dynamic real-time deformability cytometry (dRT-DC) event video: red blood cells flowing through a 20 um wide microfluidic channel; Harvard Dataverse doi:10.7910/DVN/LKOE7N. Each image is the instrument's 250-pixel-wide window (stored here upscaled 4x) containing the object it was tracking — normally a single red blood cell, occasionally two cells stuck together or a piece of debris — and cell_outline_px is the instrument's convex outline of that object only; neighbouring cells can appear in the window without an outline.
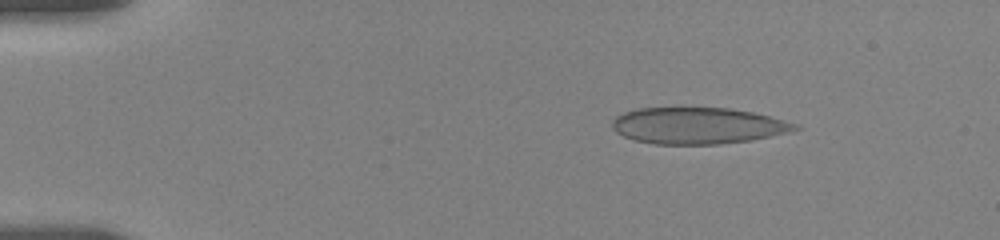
{"species": "human", "species_latin": "Homo sapiens", "temperature_condition": "room temperature", "stored_images_in_passage": 54, "camera_frame_rate_fps": 3000, "um_per_image_px": 0.085, "donor": {"sex": "female"}, "frame": {"image": 1, "passage_image": 8, "time_ms": 2.333, "image_size_px": [1000, 240], "cell_outline_px": [[804, 128], [788, 132], [752, 140], [716, 144], [656, 144], [636, 140], [624, 136], [616, 132], [612, 128], [612, 120], [616, 116], [624, 112], [636, 108], [732, 108], [752, 112], [800, 124]], "centroid_in_image_um": [59.33, 10.68], "position_along_channel_um": 25.7, "area_um2": 38.84}}
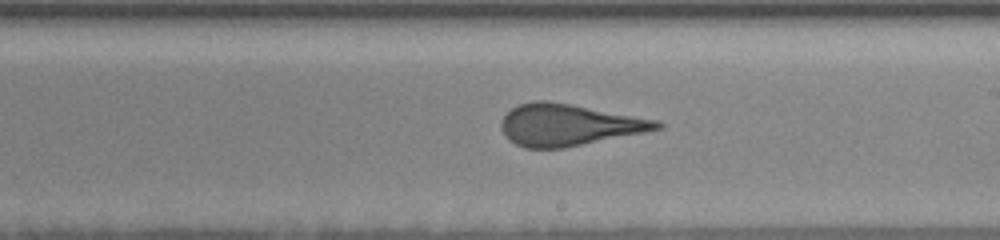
{"frame": {"image": 2, "passage_image": 32, "time_ms": 10.333, "image_size_px": [1000, 240], "cell_outline_px": [[664, 128], [564, 148], [524, 148], [508, 140], [500, 128], [500, 124], [504, 116], [512, 108], [520, 104], [532, 100], [548, 100], [656, 120], [664, 124]], "centroid_in_image_um": [48.29, 10.62], "position_along_channel_um": 240.7, "area_um2": 37.51}}
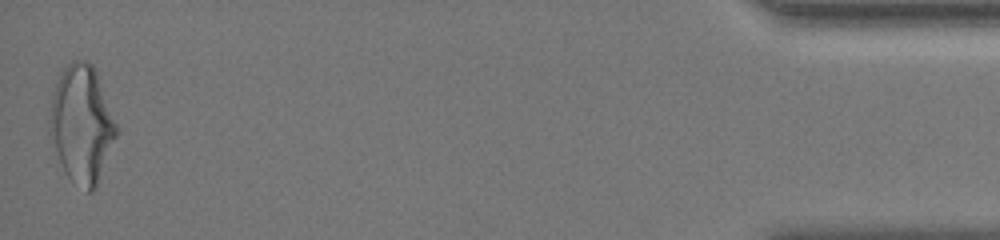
{"frame": {"image": 3, "passage_image": 54, "time_ms": 17.667, "image_size_px": [1000, 240], "cell_outline_px": [[116, 136], [96, 188], [92, 192], [88, 192], [72, 180], [68, 176], [60, 160], [48, 132], [48, 120], [52, 96], [60, 72], [72, 60], [84, 60], [92, 64], [96, 68], [116, 124]], "centroid_in_image_um": [6.93, 10.51], "position_along_channel_um": 428.3, "area_um2": 45.2}, "authors_computed_cell_mechanics": {"area_um2": 38.5526, "velocity_mm_per_s": 3.6602, "shape_relaxation_time_tau1_ms": 8.1308, "shape_relaxation_time_tau2_ms": 0.7998, "deformation_change_tau1": 0.2293, "deformation_change_tau2": 0.0762}}